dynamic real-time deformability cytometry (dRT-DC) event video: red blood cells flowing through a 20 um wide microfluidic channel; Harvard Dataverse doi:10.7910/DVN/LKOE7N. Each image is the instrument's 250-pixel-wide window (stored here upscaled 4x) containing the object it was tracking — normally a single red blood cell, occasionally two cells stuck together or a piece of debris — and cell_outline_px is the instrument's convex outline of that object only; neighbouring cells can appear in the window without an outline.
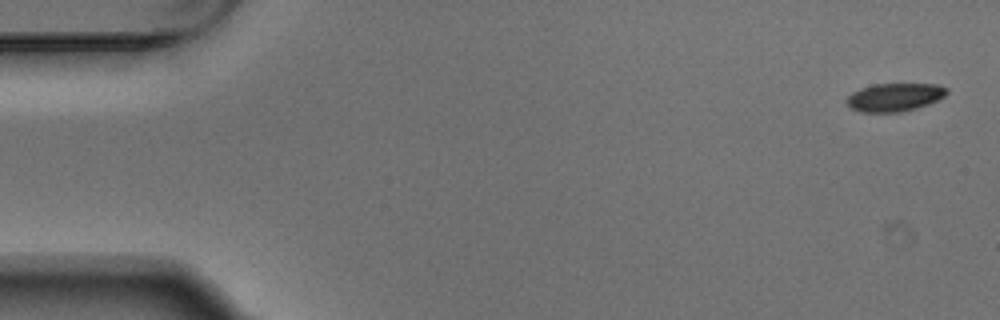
{"species": "Egyptian fruit bat (a non-hibernating species)", "species_latin": "Rousettus aegyptiacus", "temperature_condition": "warm", "stored_images_in_passage": 5, "camera_frame_rate_fps": 3000, "um_per_image_px": 0.085, "animal": {"sex": "male"}, "frame": {"image": 1, "passage_image": 1, "time_ms": 0.0, "image_size_px": [1000, 320], "cell_outline_px": [[948, 92], [944, 96], [928, 104], [916, 108], [900, 112], [860, 112], [852, 108], [848, 104], [848, 96], [852, 92], [860, 88], [872, 84], [936, 84], [948, 88]], "centroid_in_image_um": [76.04, 8.25], "position_along_channel_um": 9.0, "area_um2": 16.3}}
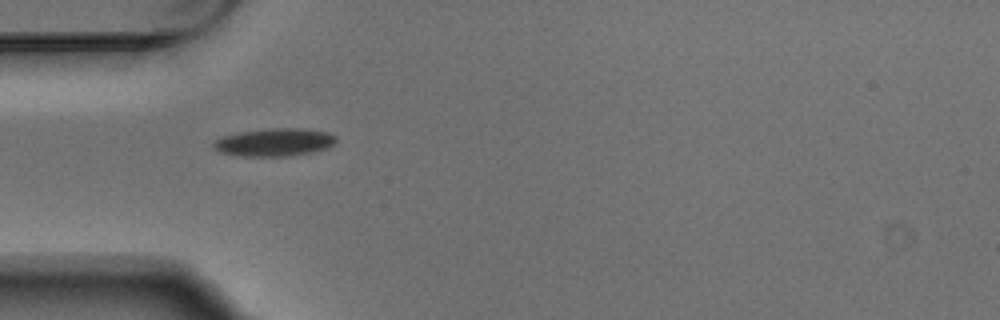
{"frame": {"image": 2, "passage_image": 4, "time_ms": 1.0, "image_size_px": [1000, 320], "cell_outline_px": [[336, 140], [328, 148], [288, 156], [240, 156], [220, 152], [212, 148], [212, 144], [216, 140], [224, 136], [240, 132], [276, 128], [300, 128], [328, 132], [336, 136]], "centroid_in_image_um": [23.31, 12.09], "position_along_channel_um": 61.7, "area_um2": 19.65}}
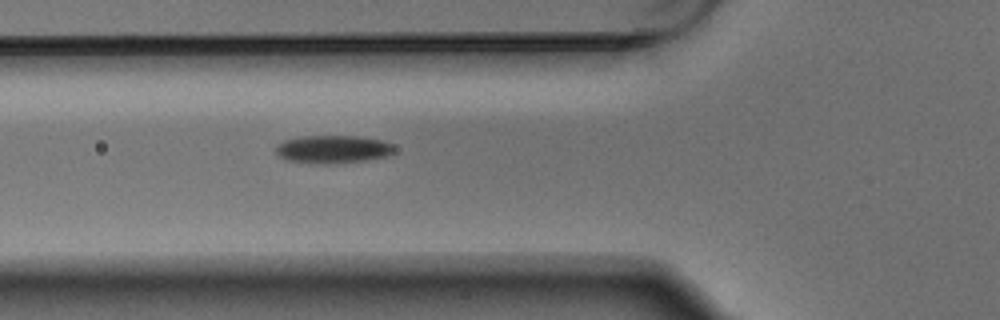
{"frame": {"image": 3, "passage_image": 5, "time_ms": 1.333, "image_size_px": [1000, 320], "cell_outline_px": [[396, 148], [388, 156], [364, 160], [332, 164], [316, 164], [284, 160], [276, 156], [276, 144], [284, 140], [304, 136], [356, 136], [380, 140], [392, 144]], "centroid_in_image_um": [28.24, 12.7], "position_along_channel_um": 97.6, "area_um2": 19.48}}